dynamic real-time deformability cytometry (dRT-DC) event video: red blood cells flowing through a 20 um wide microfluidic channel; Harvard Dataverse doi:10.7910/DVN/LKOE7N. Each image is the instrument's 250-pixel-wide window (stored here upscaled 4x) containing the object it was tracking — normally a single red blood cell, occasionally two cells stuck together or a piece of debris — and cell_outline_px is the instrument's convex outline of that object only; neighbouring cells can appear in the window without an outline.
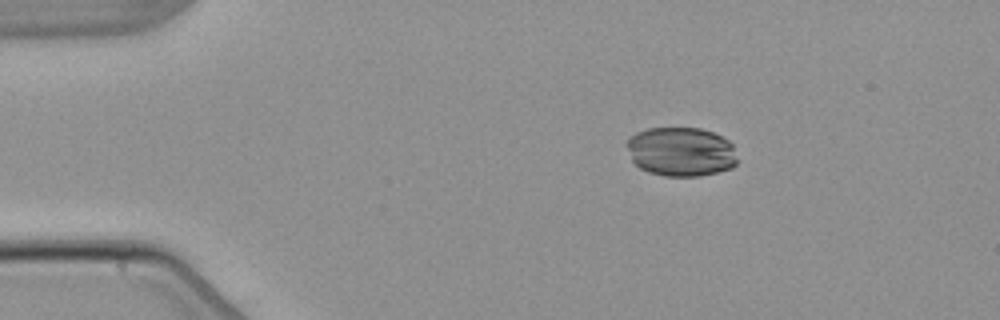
{"species": "common noctule bat (a hibernating species)", "species_latin": "Nyctalus noctula", "temperature_condition": "warm", "stored_images_in_passage": 2, "camera_frame_rate_fps": 3000, "um_per_image_px": 0.085, "animal": {"sex": "male", "body_mass_g": 21.5, "forearm_length_mm": 52.0}, "frame": {"image": 1, "passage_image": 2, "time_ms": 2.0, "image_size_px": [1000, 320], "cell_outline_px": [[736, 164], [732, 168], [700, 176], [664, 176], [648, 172], [640, 168], [632, 160], [624, 144], [636, 132], [648, 128], [700, 128], [712, 132], [728, 140], [732, 144], [736, 160]], "centroid_in_image_um": [57.85, 12.9], "position_along_channel_um": 27.1, "area_um2": 31.73}}